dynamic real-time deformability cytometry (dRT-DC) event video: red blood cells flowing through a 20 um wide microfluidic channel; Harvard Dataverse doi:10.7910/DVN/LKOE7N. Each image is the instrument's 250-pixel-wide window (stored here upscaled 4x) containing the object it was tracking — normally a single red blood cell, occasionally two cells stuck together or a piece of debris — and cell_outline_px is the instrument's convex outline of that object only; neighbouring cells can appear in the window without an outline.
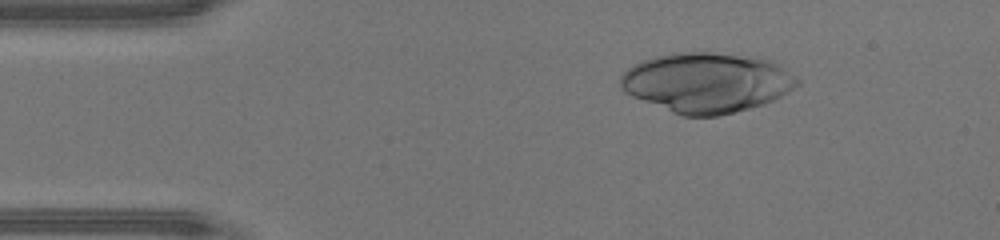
{"species": "human", "species_latin": "Homo sapiens", "temperature_condition": "warm", "stored_images_in_passage": 44, "camera_frame_rate_fps": 3000, "um_per_image_px": 0.085, "donor": {"sex": "male"}, "frame": {"image": 1, "passage_image": 6, "time_ms": 1.667, "image_size_px": [1000, 240], "cell_outline_px": [[800, 84], [788, 92], [764, 104], [720, 116], [680, 116], [632, 96], [624, 92], [620, 84], [620, 76], [632, 64], [656, 56], [672, 52], [708, 52], [768, 60], [776, 64], [796, 76], [800, 80]], "centroid_in_image_um": [60.03, 7.03], "position_along_channel_um": 25.0, "area_um2": 61.38}}